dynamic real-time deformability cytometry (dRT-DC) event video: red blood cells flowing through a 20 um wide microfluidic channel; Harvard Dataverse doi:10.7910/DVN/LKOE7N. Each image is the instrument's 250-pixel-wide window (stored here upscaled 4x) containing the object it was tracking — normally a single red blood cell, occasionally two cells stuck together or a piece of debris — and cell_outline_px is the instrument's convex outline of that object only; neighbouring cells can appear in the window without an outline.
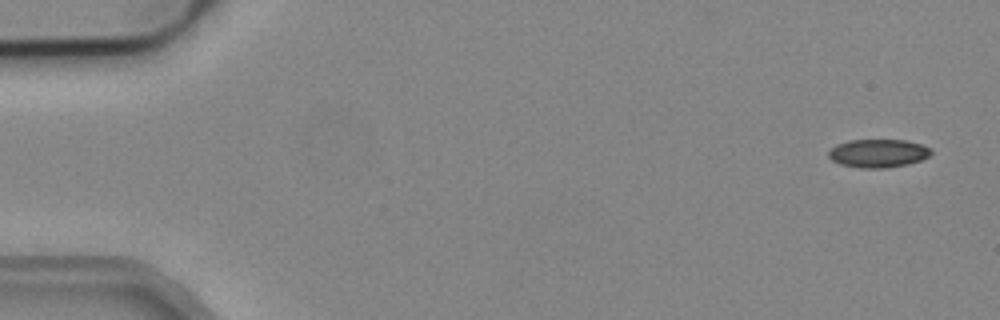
{"species": "common noctule bat (a hibernating species)", "species_latin": "Nyctalus noctula", "temperature_condition": "cold", "stored_images_in_passage": 6, "camera_frame_rate_fps": 3000, "um_per_image_px": 0.085, "animal": {"sex": "male", "body_mass_g": 19.2, "forearm_length_mm": 51.8}, "frame": {"image": 1, "passage_image": 1, "time_ms": 0.0, "image_size_px": [1000, 320], "cell_outline_px": [[932, 152], [928, 156], [920, 160], [908, 164], [888, 168], [860, 168], [840, 164], [832, 160], [828, 156], [828, 152], [836, 144], [848, 140], [904, 140], [920, 144], [928, 148]], "centroid_in_image_um": [74.6, 13.03], "position_along_channel_um": 10.4, "area_um2": 16.82}}
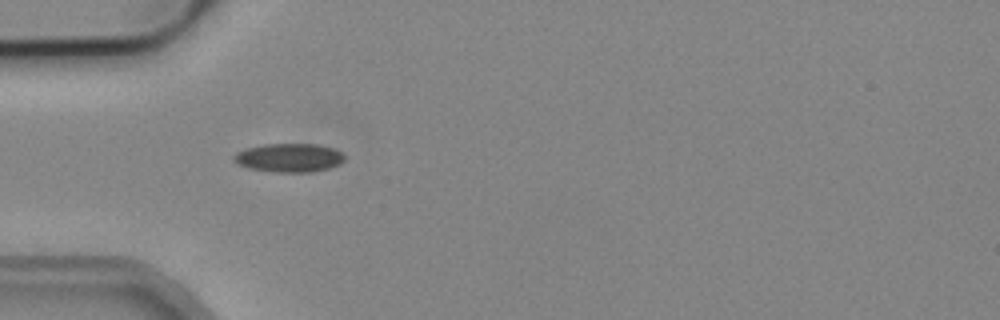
{"frame": {"image": 2, "passage_image": 5, "time_ms": 1.333, "image_size_px": [1000, 320], "cell_outline_px": [[344, 160], [340, 164], [328, 168], [308, 172], [276, 172], [248, 168], [236, 164], [232, 160], [232, 156], [236, 152], [248, 148], [264, 144], [316, 144], [336, 148], [344, 152]], "centroid_in_image_um": [24.57, 13.4], "position_along_channel_um": 60.4, "area_um2": 18.67}}